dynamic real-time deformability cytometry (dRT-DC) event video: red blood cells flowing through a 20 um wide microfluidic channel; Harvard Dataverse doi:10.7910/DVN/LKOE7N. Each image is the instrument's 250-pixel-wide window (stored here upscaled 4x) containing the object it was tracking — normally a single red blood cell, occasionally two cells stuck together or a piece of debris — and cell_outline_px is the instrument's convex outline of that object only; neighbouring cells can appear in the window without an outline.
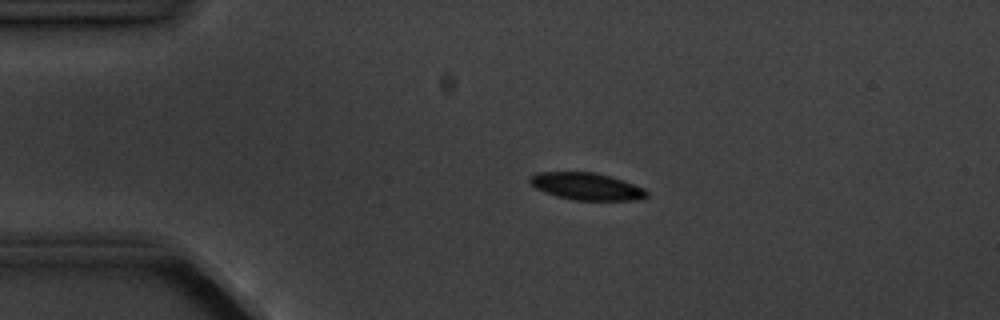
{"species": "common noctule bat (a hibernating species)", "species_latin": "Nyctalus noctula", "temperature_condition": "cold", "stored_images_in_passage": 14, "camera_frame_rate_fps": 3000, "um_per_image_px": 0.085, "animal": {"sex": "male", "body_mass_g": 20.1, "forearm_length_mm": 53.5}, "frame": {"image": 1, "passage_image": 3, "time_ms": 2.333, "image_size_px": [1000, 320], "cell_outline_px": [[648, 196], [640, 200], [572, 200], [556, 196], [544, 192], [536, 188], [528, 180], [528, 176], [536, 172], [592, 172], [624, 180], [644, 188], [648, 192]], "centroid_in_image_um": [49.85, 15.84], "position_along_channel_um": 35.2, "area_um2": 18.61}}
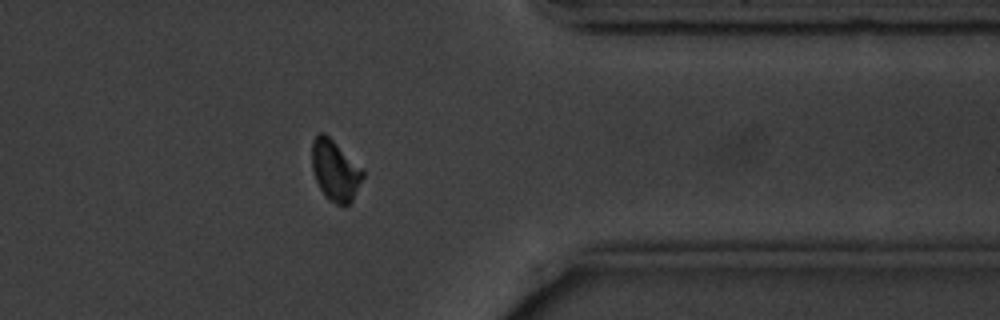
{"frame": {"image": 2, "passage_image": 12, "time_ms": 13.333, "image_size_px": [1000, 320], "cell_outline_px": [[364, 176], [352, 200], [344, 208], [328, 200], [324, 196], [316, 180], [312, 168], [312, 140], [320, 132], [324, 132], [364, 168]], "centroid_in_image_um": [28.5, 14.5], "position_along_channel_um": 382.9, "area_um2": 18.26}}
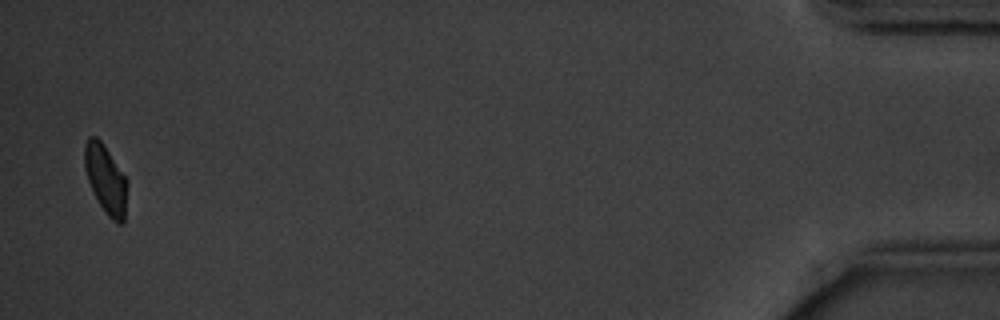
{"frame": {"image": 3, "passage_image": 14, "time_ms": 16.667, "image_size_px": [1000, 320], "cell_outline_px": [[128, 184], [124, 224], [116, 224], [104, 212], [96, 200], [92, 192], [84, 168], [84, 144], [88, 136], [96, 136], [104, 144], [128, 180]], "centroid_in_image_um": [8.99, 15.26], "position_along_channel_um": 426.2, "area_um2": 17.63}, "authors_computed_cell_mechanics": {"area_um2": 18.2648, "velocity_mm_per_s": 3.6016, "shape_relaxation_time_tau1_ms": 2.2546, "shape_relaxation_time_tau2_ms": 7.575, "deformation_change_tau1": 0.1038, "deformation_change_tau2": 0.1144}}